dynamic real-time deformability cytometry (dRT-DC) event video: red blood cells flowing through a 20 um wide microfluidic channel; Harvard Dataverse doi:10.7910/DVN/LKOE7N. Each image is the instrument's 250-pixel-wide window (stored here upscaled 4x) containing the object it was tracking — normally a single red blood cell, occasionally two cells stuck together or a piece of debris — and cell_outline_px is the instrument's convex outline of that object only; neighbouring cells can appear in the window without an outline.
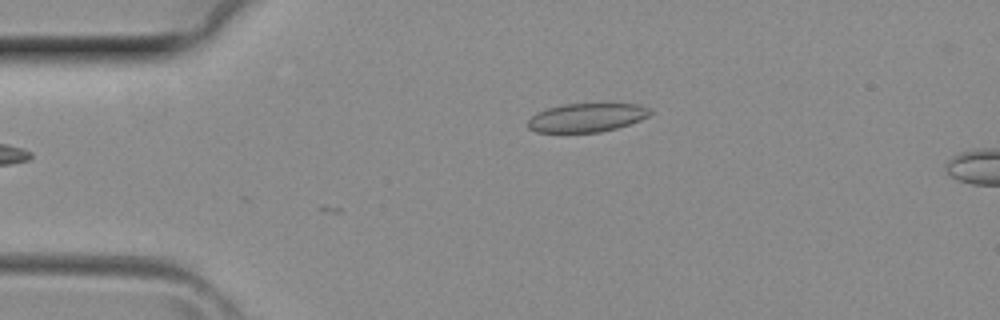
{"species": "common noctule bat (a hibernating species)", "species_latin": "Nyctalus noctula", "temperature_condition": "room temperature", "stored_images_in_passage": 4, "camera_frame_rate_fps": 3000, "um_per_image_px": 0.085, "animal": {"sex": "female", "body_mass_g": 29.2, "forearm_length_mm": 56.3}, "frame": {"image": 1, "passage_image": 1, "time_ms": 0.0, "image_size_px": [1000, 320], "cell_outline_px": [[652, 112], [648, 116], [640, 120], [616, 128], [600, 132], [536, 132], [528, 128], [528, 120], [536, 112], [548, 108], [564, 104], [636, 104], [648, 108]], "centroid_in_image_um": [49.84, 10.0], "position_along_channel_um": 35.2, "area_um2": 20.23}}